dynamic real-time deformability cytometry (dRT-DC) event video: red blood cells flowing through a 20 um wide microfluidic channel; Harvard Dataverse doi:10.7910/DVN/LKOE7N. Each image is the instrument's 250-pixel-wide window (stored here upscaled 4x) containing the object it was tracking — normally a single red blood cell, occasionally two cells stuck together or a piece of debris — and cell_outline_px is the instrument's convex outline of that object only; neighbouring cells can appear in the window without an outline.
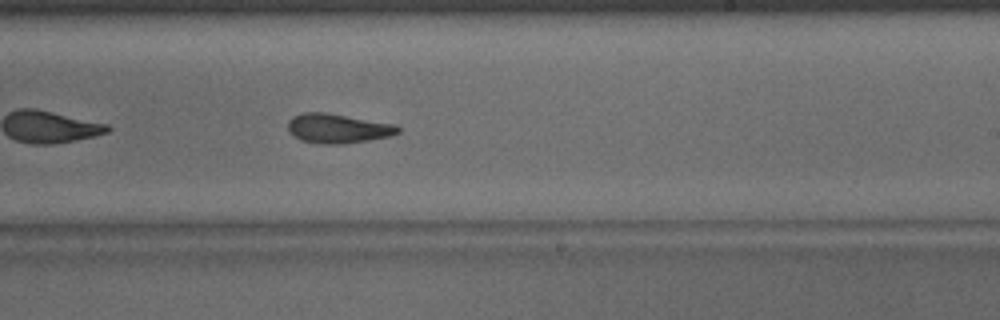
{"species": "common noctule bat (a hibernating species)", "species_latin": "Nyctalus noctula", "temperature_condition": "warm", "stored_images_in_passage": 38, "camera_frame_rate_fps": 3000, "um_per_image_px": 0.085, "animal": {"sex": "male", "body_mass_g": 15.6}, "frame": {"image": 1, "passage_image": 17, "time_ms": 5.333, "image_size_px": [1000, 320], "cell_outline_px": [[400, 132], [388, 136], [368, 140], [340, 144], [320, 144], [300, 140], [292, 136], [288, 132], [288, 120], [292, 116], [300, 112], [324, 112], [396, 124], [400, 128]], "centroid_in_image_um": [28.65, 10.91], "position_along_channel_um": 260.3, "area_um2": 19.02}, "authors_computed_cell_mechanics": {"area_um2": 18.9006, "velocity_mm_per_s": 3.8741, "shape_relaxation_time_tau1_ms": 7.0671, "shape_relaxation_time_tau2_ms": 3.938, "deformation_change_tau1": 0.2092, "deformation_change_tau2": 0.1075}}